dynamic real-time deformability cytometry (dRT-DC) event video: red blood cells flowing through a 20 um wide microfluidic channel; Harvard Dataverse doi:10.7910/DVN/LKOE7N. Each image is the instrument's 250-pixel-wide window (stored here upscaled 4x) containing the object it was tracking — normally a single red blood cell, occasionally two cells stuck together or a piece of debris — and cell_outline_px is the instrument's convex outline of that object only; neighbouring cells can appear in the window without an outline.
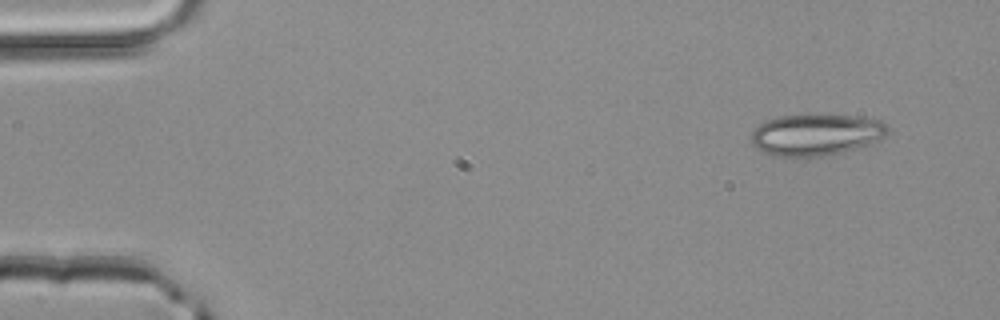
{"species": "common noctule bat (a hibernating species)", "species_latin": "Nyctalus noctula", "temperature_condition": "room temperature", "stored_images_in_passage": 3, "camera_frame_rate_fps": 3000, "um_per_image_px": 0.085, "animal": {"sex": "male", "body_mass_g": 20.4}, "frame": {"image": 1, "passage_image": 1, "time_ms": 0.0, "image_size_px": [1000, 320], "cell_outline_px": [[888, 132], [876, 144], [844, 152], [824, 156], [772, 156], [756, 148], [752, 144], [748, 136], [760, 124], [768, 120], [780, 116], [804, 112], [812, 112], [852, 116], [880, 120], [888, 124]], "centroid_in_image_um": [69.39, 11.42], "position_along_channel_um": 15.6, "area_um2": 34.22}}